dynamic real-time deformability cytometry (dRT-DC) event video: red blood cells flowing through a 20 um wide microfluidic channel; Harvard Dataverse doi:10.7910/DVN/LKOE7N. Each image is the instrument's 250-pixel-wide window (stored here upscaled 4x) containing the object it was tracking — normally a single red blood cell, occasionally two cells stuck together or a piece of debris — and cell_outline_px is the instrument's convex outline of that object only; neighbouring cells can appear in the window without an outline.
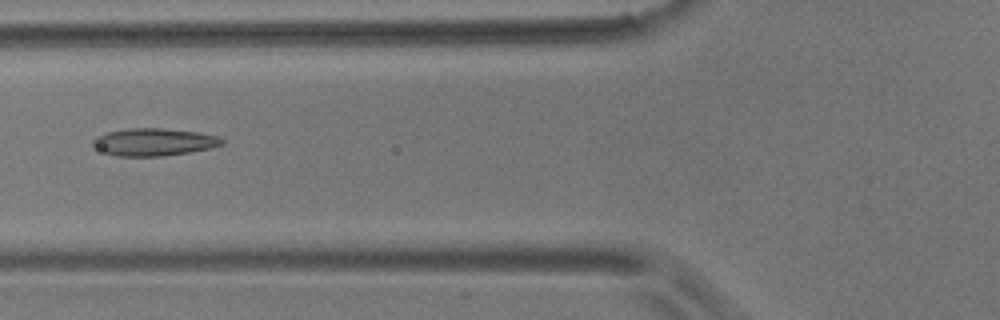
{"species": "common noctule bat (a hibernating species)", "species_latin": "Nyctalus noctula", "temperature_condition": "room temperature", "stored_images_in_passage": 6, "camera_frame_rate_fps": 3000, "um_per_image_px": 0.085, "animal": {"sex": "male", "body_mass_g": 17.9}, "frame": {"image": 1, "passage_image": 6, "time_ms": 6.0, "image_size_px": [1000, 320], "cell_outline_px": [[224, 144], [212, 148], [164, 156], [116, 156], [104, 152], [92, 144], [92, 140], [96, 136], [108, 132], [132, 128], [160, 128], [196, 132], [220, 136], [224, 140]], "centroid_in_image_um": [13.11, 12.07], "position_along_channel_um": 112.7, "area_um2": 20.58}}